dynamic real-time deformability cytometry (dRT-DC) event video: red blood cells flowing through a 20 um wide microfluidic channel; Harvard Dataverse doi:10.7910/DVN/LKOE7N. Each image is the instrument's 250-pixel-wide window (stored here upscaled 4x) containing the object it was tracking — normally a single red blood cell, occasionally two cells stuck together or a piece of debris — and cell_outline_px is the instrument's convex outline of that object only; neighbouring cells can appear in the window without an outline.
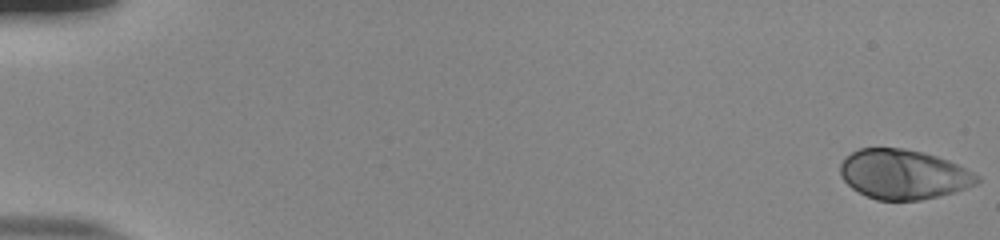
{"species": "human", "species_latin": "Homo sapiens", "temperature_condition": "room temperature", "stored_images_in_passage": 55, "camera_frame_rate_fps": 3000, "um_per_image_px": 0.085, "donor": {"sex": "male"}, "frame": {"image": 1, "passage_image": 1, "time_ms": 0.0, "image_size_px": [1000, 240], "cell_outline_px": [[980, 180], [976, 184], [952, 192], [920, 200], [876, 200], [852, 188], [840, 176], [840, 164], [852, 152], [860, 148], [904, 148], [924, 152], [948, 160], [980, 176]], "centroid_in_image_um": [76.78, 14.81], "position_along_channel_um": 8.2, "area_um2": 39.19}}
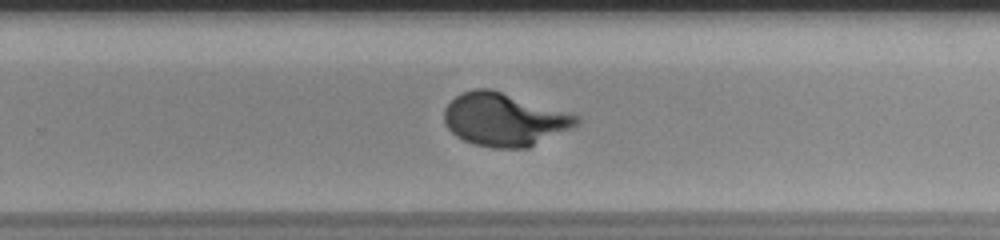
{"frame": {"image": 2, "passage_image": 37, "time_ms": 12.0, "image_size_px": [1000, 240], "cell_outline_px": [[580, 120], [572, 128], [528, 148], [492, 148], [472, 144], [456, 136], [444, 124], [444, 108], [456, 96], [464, 92], [476, 88], [488, 88], [580, 116]], "centroid_in_image_um": [42.84, 10.18], "position_along_channel_um": 287.0, "area_um2": 40.58}}
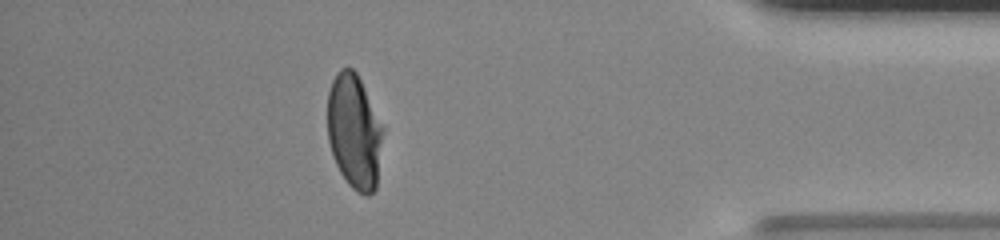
{"frame": {"image": 3, "passage_image": 49, "time_ms": 16.0, "image_size_px": [1000, 240], "cell_outline_px": [[384, 128], [376, 188], [368, 196], [364, 196], [356, 192], [348, 184], [340, 172], [336, 164], [328, 140], [328, 92], [332, 80], [336, 72], [340, 68], [352, 68], [356, 72]], "centroid_in_image_um": [30.11, 11.2], "position_along_channel_um": 405.1, "area_um2": 37.05}, "authors_computed_cell_mechanics": {"area_um2": 39.4196, "velocity_mm_per_s": 3.8319, "shape_relaxation_time_tau1_ms": 3.6101, "shape_relaxation_time_tau2_ms": null, "deformation_change_tau1": 0.2076, "deformation_change_tau2": null}}